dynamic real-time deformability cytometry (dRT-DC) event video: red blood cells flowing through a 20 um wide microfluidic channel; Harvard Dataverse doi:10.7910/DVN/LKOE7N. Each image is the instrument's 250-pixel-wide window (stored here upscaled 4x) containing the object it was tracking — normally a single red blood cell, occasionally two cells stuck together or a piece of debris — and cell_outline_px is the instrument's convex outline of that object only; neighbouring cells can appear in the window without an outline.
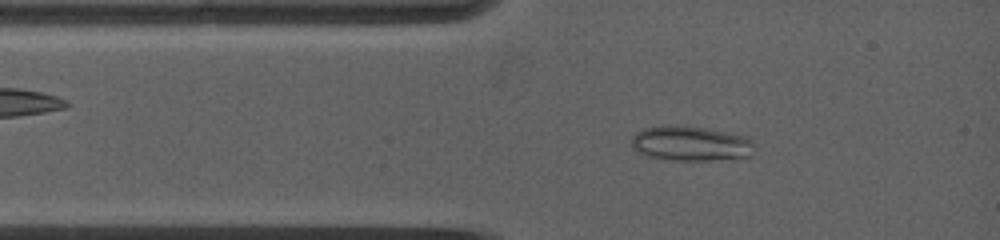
{"species": "common noctule bat (a hibernating species)", "species_latin": "Nyctalus noctula", "temperature_condition": "warm", "stored_images_in_passage": 97, "camera_frame_rate_fps": 5000, "um_per_image_px": 0.085, "animal": {"sex": "female", "body_mass_g": 19.0, "forearm_length_mm": 53.3}, "frame": {"image": 1, "passage_image": 7, "time_ms": 1.0, "image_size_px": [1000, 240], "cell_outline_px": [[756, 144], [752, 156], [708, 160], [664, 160], [648, 156], [632, 148], [632, 136], [636, 132], [644, 128], [664, 124], [684, 124], [708, 128], [748, 136]], "centroid_in_image_um": [58.73, 12.17], "position_along_channel_um": 26.3, "area_um2": 25.66}}
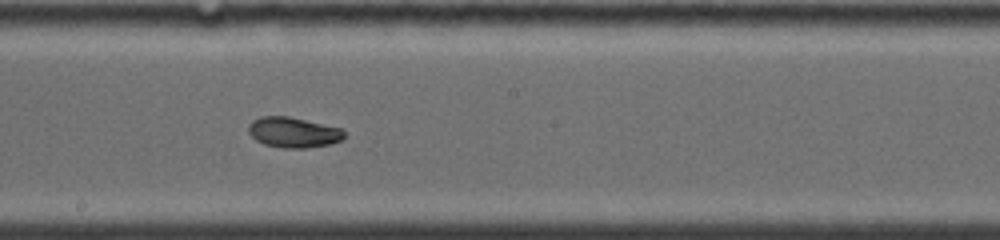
{"frame": {"image": 2, "passage_image": 35, "time_ms": 6.2, "image_size_px": [1000, 240], "cell_outline_px": [[344, 136], [340, 140], [332, 144], [304, 148], [284, 148], [264, 144], [256, 140], [248, 132], [248, 124], [252, 120], [260, 116], [288, 116], [340, 128], [344, 132]], "centroid_in_image_um": [24.89, 11.25], "position_along_channel_um": 223.3, "area_um2": 16.88}}
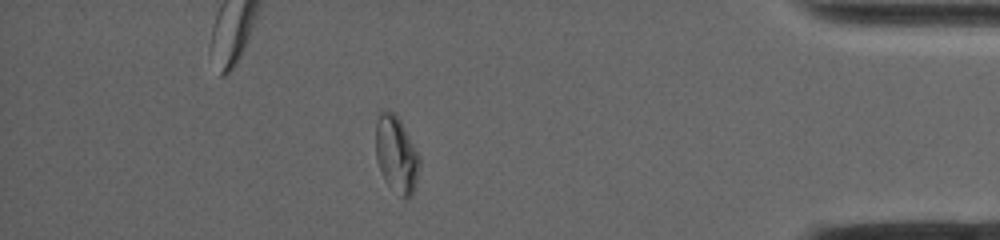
{"frame": {"image": 3, "passage_image": 74, "time_ms": 11.8, "image_size_px": [1000, 240], "cell_outline_px": [[420, 164], [412, 196], [408, 200], [400, 196], [384, 180], [376, 160], [376, 120], [380, 108], [392, 112], [400, 120], [420, 156]], "centroid_in_image_um": [33.68, 13.12], "position_along_channel_um": 401.5, "area_um2": 19.65}, "authors_computed_cell_mechanics": {"area_um2": 18.7272, "velocity_mm_per_s": 3.9666, "shape_relaxation_time_tau1_ms": null, "shape_relaxation_time_tau2_ms": 1.3841, "deformation_change_tau1": null, "deformation_change_tau2": 0.0436}}